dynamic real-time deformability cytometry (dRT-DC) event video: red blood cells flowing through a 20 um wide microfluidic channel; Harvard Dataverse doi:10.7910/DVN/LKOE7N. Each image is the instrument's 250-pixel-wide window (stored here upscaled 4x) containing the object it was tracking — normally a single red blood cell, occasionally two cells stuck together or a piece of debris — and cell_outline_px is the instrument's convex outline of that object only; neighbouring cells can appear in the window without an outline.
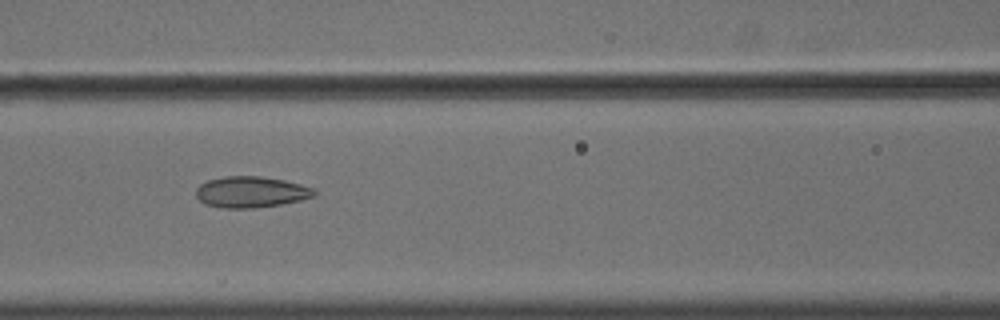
{"species": "common noctule bat (a hibernating species)", "species_latin": "Nyctalus noctula", "temperature_condition": "cold", "stored_images_in_passage": 43, "camera_frame_rate_fps": 3000, "um_per_image_px": 0.085, "animal": {"sex": "male", "body_mass_g": 18.8}, "frame": {"image": 1, "passage_image": 11, "time_ms": 3.333, "image_size_px": [1000, 320], "cell_outline_px": [[316, 196], [300, 200], [280, 204], [256, 208], [220, 208], [204, 204], [196, 196], [196, 188], [200, 184], [208, 180], [224, 176], [260, 176], [284, 180], [316, 188]], "centroid_in_image_um": [21.33, 16.32], "position_along_channel_um": 145.3, "area_um2": 21.62}}
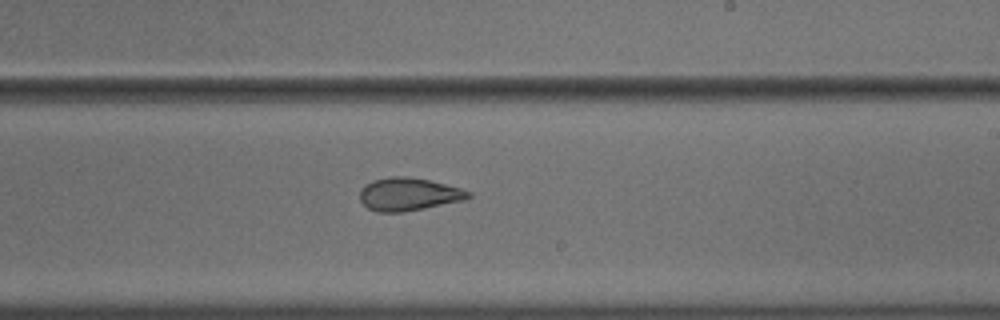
{"frame": {"image": 2, "passage_image": 20, "time_ms": 6.333, "image_size_px": [1000, 320], "cell_outline_px": [[472, 196], [464, 200], [404, 212], [376, 212], [368, 208], [360, 200], [360, 188], [364, 184], [372, 180], [388, 176], [408, 176], [428, 180], [460, 188], [472, 192]], "centroid_in_image_um": [34.7, 16.5], "position_along_channel_um": 254.3, "area_um2": 20.92}}
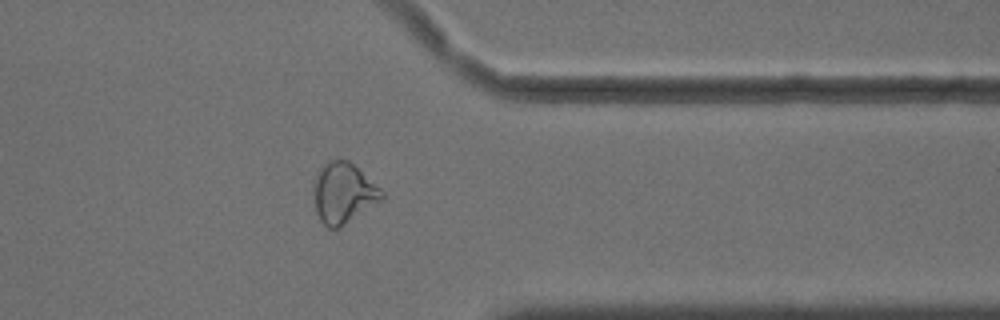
{"frame": {"image": 3, "passage_image": 31, "time_ms": 10.0, "image_size_px": [1000, 320], "cell_outline_px": [[384, 196], [380, 200], [340, 228], [328, 228], [320, 220], [316, 212], [312, 192], [316, 176], [320, 168], [328, 160], [348, 160], [380, 188], [384, 192]], "centroid_in_image_um": [29.15, 16.42], "position_along_channel_um": 382.3, "area_um2": 23.76}}